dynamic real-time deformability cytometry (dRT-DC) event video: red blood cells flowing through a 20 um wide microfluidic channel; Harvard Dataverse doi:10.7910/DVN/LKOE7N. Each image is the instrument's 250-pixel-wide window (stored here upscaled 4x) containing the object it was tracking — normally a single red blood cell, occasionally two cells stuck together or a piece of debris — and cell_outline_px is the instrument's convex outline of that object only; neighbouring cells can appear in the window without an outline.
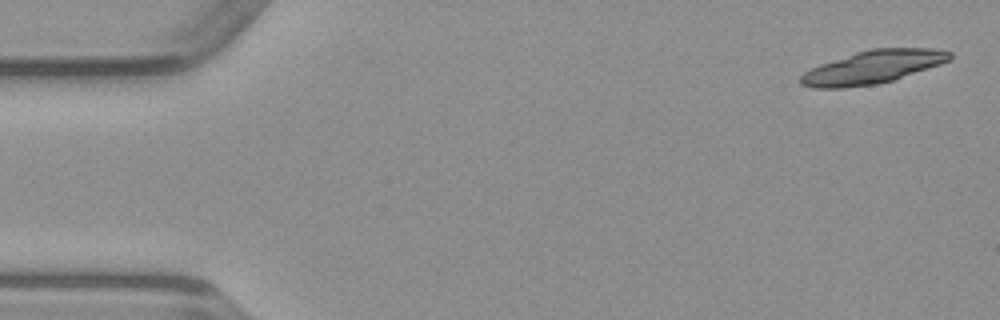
{"species": "common noctule bat (a hibernating species)", "species_latin": "Nyctalus noctula", "temperature_condition": "warm", "stored_images_in_passage": 22, "camera_frame_rate_fps": 3000, "um_per_image_px": 0.085, "animal": {"sex": "male", "body_mass_g": 23.1, "forearm_length_mm": 52.7}, "frame": {"image": 1, "passage_image": 1, "time_ms": 0.0, "image_size_px": [1000, 320], "cell_outline_px": [[952, 56], [948, 60], [940, 64], [892, 80], [876, 84], [844, 88], [812, 88], [800, 84], [800, 76], [804, 72], [820, 64], [856, 52], [872, 48], [932, 48], [952, 52]], "centroid_in_image_um": [74.15, 5.7], "position_along_channel_um": 10.8, "area_um2": 28.5}}